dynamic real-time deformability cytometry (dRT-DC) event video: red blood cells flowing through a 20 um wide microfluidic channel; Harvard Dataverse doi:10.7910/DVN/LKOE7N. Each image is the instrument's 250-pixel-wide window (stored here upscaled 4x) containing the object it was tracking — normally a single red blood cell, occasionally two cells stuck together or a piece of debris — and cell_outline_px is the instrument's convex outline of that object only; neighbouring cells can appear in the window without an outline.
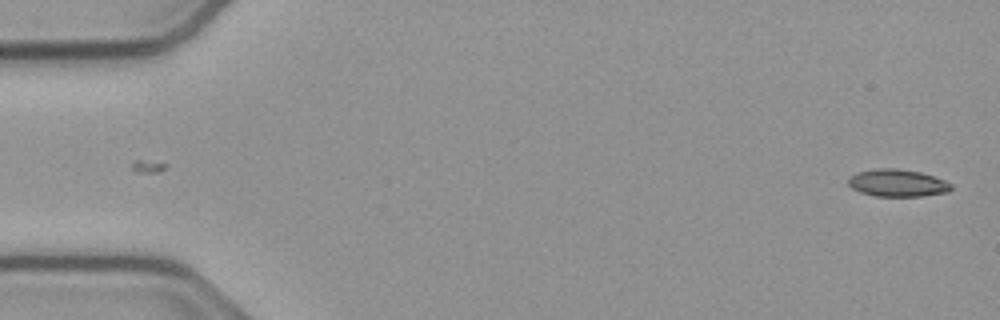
{"species": "common noctule bat (a hibernating species)", "species_latin": "Nyctalus noctula", "temperature_condition": "cold", "stored_images_in_passage": 53, "camera_frame_rate_fps": 3000, "um_per_image_px": 0.085, "animal": {"sex": "male", "body_mass_g": 23.1, "forearm_length_mm": 52.7}, "frame": {"image": 1, "passage_image": 1, "time_ms": 0.0, "image_size_px": [1000, 320], "cell_outline_px": [[952, 188], [948, 192], [924, 196], [876, 196], [860, 192], [852, 188], [848, 184], [848, 176], [856, 172], [876, 168], [896, 168], [920, 172], [944, 180], [952, 184]], "centroid_in_image_um": [76.26, 15.55], "position_along_channel_um": 8.7, "area_um2": 16.47}}
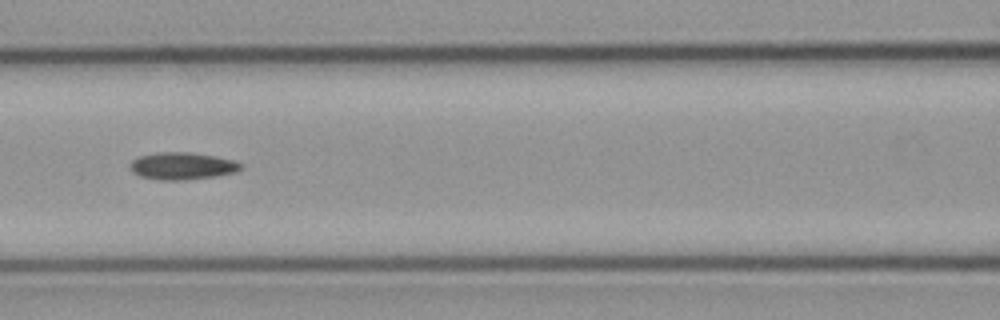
{"frame": {"image": 2, "passage_image": 23, "time_ms": 7.333, "image_size_px": [1000, 320], "cell_outline_px": [[244, 168], [236, 172], [216, 176], [184, 180], [160, 180], [140, 176], [132, 172], [128, 168], [128, 164], [132, 160], [140, 156], [160, 152], [188, 152], [216, 156], [232, 160], [244, 164]], "centroid_in_image_um": [15.49, 14.11], "position_along_channel_um": 151.1, "area_um2": 17.74}}
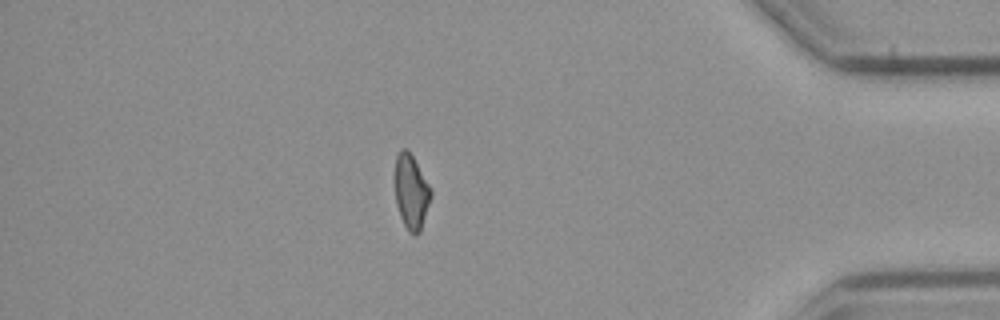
{"frame": {"image": 3, "passage_image": 46, "time_ms": 15.0, "image_size_px": [1000, 320], "cell_outline_px": [[432, 196], [420, 232], [416, 236], [408, 232], [400, 216], [396, 204], [396, 156], [400, 148], [408, 148], [432, 188]], "centroid_in_image_um": [34.98, 16.3], "position_along_channel_um": 400.2, "area_um2": 15.78}}